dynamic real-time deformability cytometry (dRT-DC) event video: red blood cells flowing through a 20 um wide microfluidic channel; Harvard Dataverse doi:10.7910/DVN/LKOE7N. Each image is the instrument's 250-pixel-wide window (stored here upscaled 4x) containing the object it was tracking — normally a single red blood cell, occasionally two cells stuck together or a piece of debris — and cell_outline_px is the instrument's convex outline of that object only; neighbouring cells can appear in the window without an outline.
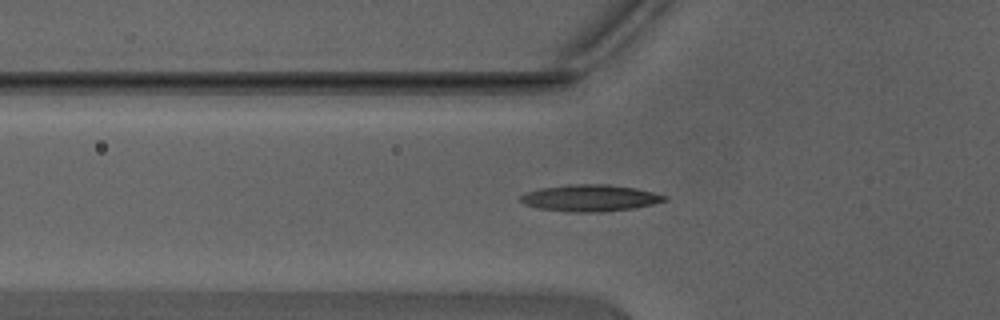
{"species": "Egyptian fruit bat (a non-hibernating species)", "species_latin": "Rousettus aegyptiacus", "temperature_condition": "warm", "stored_images_in_passage": 45, "camera_frame_rate_fps": 3000, "um_per_image_px": 0.085, "animal": {"sex": "male"}, "frame": {"image": 1, "passage_image": 17, "time_ms": 5.333, "image_size_px": [1000, 320], "cell_outline_px": [[668, 200], [652, 204], [632, 208], [604, 212], [572, 212], [536, 208], [524, 204], [520, 200], [520, 196], [528, 192], [540, 188], [568, 184], [608, 184], [636, 188], [668, 196]], "centroid_in_image_um": [50.16, 16.83], "position_along_channel_um": 75.6, "area_um2": 22.43}}
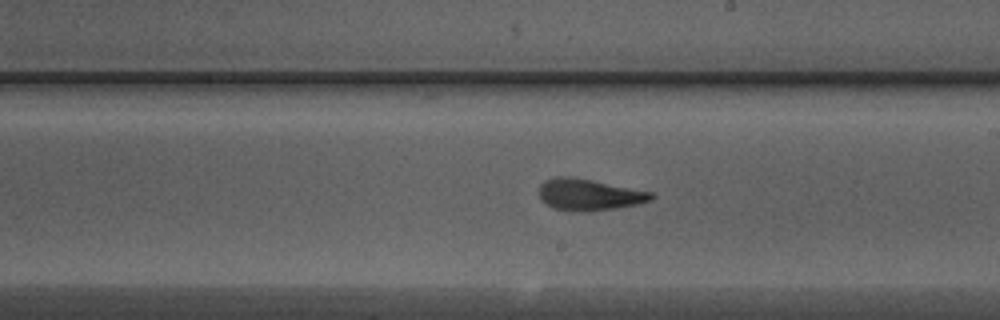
{"frame": {"image": 2, "passage_image": 28, "time_ms": 9.0, "image_size_px": [1000, 320], "cell_outline_px": [[656, 196], [652, 200], [636, 204], [616, 208], [588, 212], [584, 212], [552, 208], [540, 200], [540, 184], [544, 180], [556, 176], [568, 176], [652, 192]], "centroid_in_image_um": [50.04, 16.55], "position_along_channel_um": 239.0, "area_um2": 20.46}}
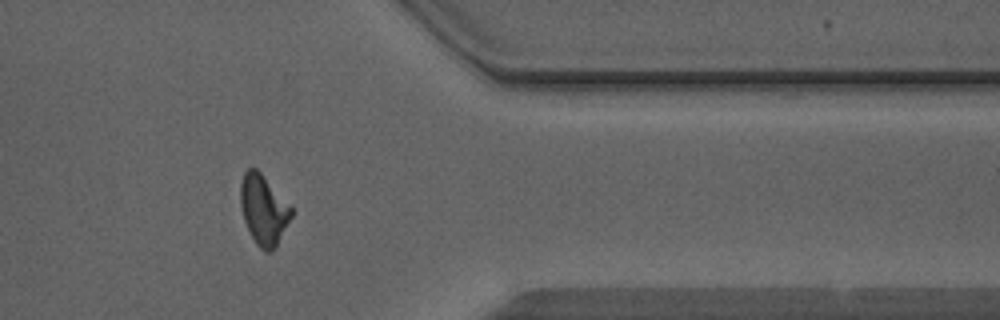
{"frame": {"image": 3, "passage_image": 39, "time_ms": 12.667, "image_size_px": [1000, 320], "cell_outline_px": [[292, 216], [272, 252], [264, 252], [256, 244], [244, 220], [240, 204], [240, 184], [244, 172], [248, 168], [256, 168], [260, 172], [292, 208]], "centroid_in_image_um": [22.38, 17.83], "position_along_channel_um": 389.0, "area_um2": 20.35}, "authors_computed_cell_mechanics": {"area_um2": 19.9988, "velocity_mm_per_s": 4.449, "shape_relaxation_time_tau1_ms": 4.1616, "shape_relaxation_time_tau2_ms": 1.3685, "deformation_change_tau1": 0.1945, "deformation_change_tau2": 0.097}}